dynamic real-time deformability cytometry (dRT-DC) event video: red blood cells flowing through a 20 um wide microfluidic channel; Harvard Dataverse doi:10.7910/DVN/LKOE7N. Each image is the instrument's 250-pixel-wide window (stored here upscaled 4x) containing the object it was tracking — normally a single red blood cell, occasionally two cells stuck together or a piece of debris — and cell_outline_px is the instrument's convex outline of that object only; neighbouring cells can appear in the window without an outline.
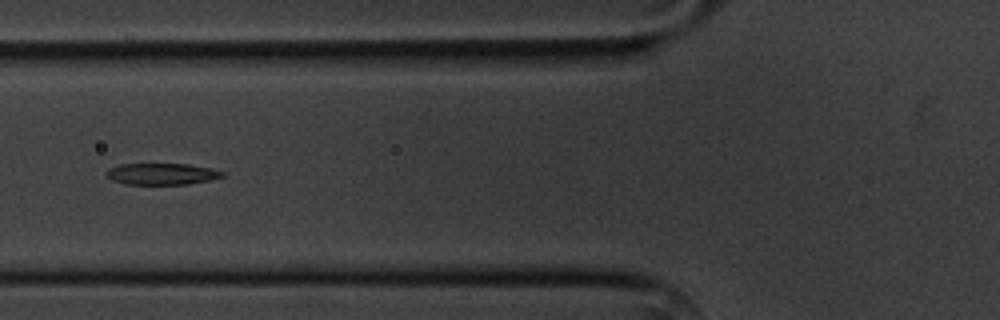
{"species": "common noctule bat (a hibernating species)", "species_latin": "Nyctalus noctula", "temperature_condition": "cold", "stored_images_in_passage": 5, "camera_frame_rate_fps": 3000, "um_per_image_px": 0.085, "animal": {"sex": "male", "body_mass_g": 20.1, "forearm_length_mm": 53.5}, "frame": {"image": 1, "passage_image": 5, "time_ms": 4.667, "image_size_px": [1000, 320], "cell_outline_px": [[224, 176], [212, 180], [188, 184], [124, 184], [112, 180], [108, 176], [108, 168], [120, 164], [188, 164], [212, 168], [224, 172]], "centroid_in_image_um": [13.8, 14.78], "position_along_channel_um": 112.0, "area_um2": 14.51}}